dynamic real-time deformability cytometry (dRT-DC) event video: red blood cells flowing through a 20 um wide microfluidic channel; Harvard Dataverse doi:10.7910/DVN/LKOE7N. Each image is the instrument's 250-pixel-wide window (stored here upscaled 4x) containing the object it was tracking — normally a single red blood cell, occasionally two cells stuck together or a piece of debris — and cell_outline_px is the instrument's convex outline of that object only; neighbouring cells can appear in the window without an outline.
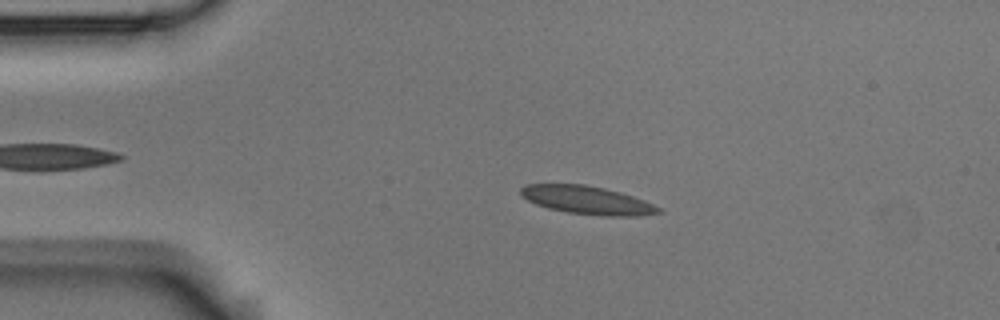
{"species": "Egyptian fruit bat (a non-hibernating species)", "species_latin": "Rousettus aegyptiacus", "temperature_condition": "room temperature", "stored_images_in_passage": 2, "camera_frame_rate_fps": 3000, "um_per_image_px": 0.085, "animal": {"sex": "male"}, "frame": {"image": 1, "passage_image": 1, "time_ms": 0.0, "image_size_px": [1000, 320], "cell_outline_px": [[664, 212], [636, 216], [604, 216], [568, 212], [548, 208], [536, 204], [520, 196], [520, 188], [524, 184], [584, 184], [604, 188], [620, 192], [644, 200], [660, 208]], "centroid_in_image_um": [49.88, 17.01], "position_along_channel_um": 35.1, "area_um2": 22.6}}